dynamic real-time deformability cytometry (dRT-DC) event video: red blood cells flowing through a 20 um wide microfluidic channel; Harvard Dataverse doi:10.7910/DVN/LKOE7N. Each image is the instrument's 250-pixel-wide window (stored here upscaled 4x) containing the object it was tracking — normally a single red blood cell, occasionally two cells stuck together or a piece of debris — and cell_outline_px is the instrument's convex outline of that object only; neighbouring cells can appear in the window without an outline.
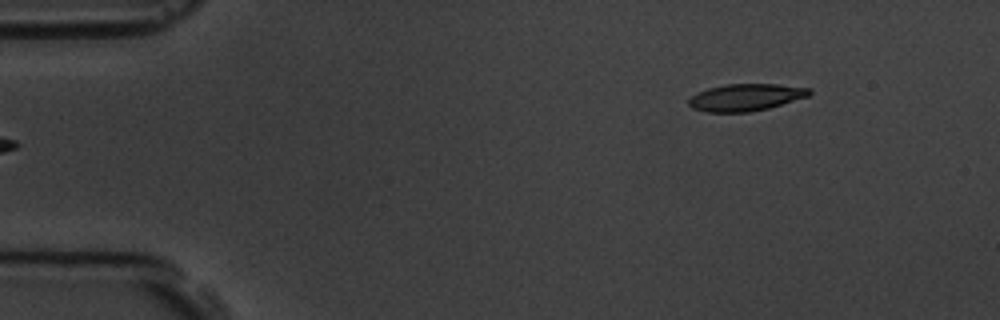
{"species": "common noctule bat (a hibernating species)", "species_latin": "Nyctalus noctula", "temperature_condition": "room temperature", "stored_images_in_passage": 4, "segment_of_instrument_passage": [2, 2], "camera_frame_rate_fps": 3000, "um_per_image_px": 0.085, "animal": {"sex": "male", "body_mass_g": 19.5, "forearm_length_mm": 54.6}, "frame": {"image": 1, "passage_image": 4, "time_ms": 4.333, "image_size_px": [1000, 320], "cell_outline_px": [[812, 92], [808, 96], [768, 108], [748, 112], [708, 112], [692, 108], [688, 104], [688, 100], [696, 92], [708, 88], [724, 84], [780, 84], [812, 88]], "centroid_in_image_um": [63.38, 8.26], "position_along_channel_um": 21.6, "area_um2": 19.07}}